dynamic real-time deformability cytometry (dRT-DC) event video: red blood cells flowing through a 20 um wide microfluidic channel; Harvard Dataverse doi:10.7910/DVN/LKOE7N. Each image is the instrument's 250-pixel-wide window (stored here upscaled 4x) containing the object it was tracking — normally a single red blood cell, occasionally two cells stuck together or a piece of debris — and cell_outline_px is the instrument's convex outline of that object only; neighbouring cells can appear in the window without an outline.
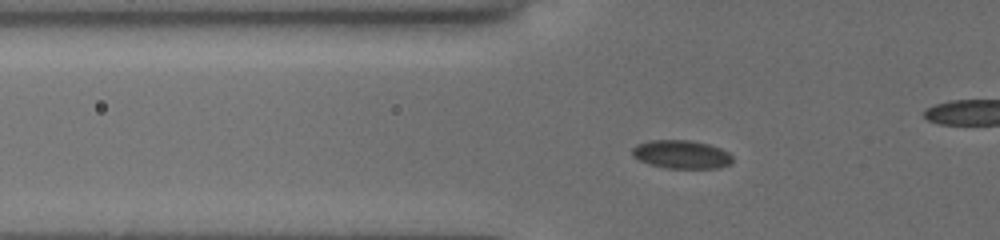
{"species": "common noctule bat (a hibernating species)", "species_latin": "Nyctalus noctula", "temperature_condition": "cold", "stored_images_in_passage": 43, "camera_frame_rate_fps": 3000, "um_per_image_px": 0.085, "animal": {"sex": "female", "body_mass_g": 19.5, "forearm_length_mm": 54.1}, "frame": {"image": 1, "passage_image": 11, "time_ms": 4.0, "image_size_px": [1000, 240], "cell_outline_px": [[732, 160], [728, 164], [720, 168], [664, 168], [648, 164], [632, 156], [632, 148], [636, 144], [652, 140], [688, 140], [708, 144], [720, 148], [728, 152], [732, 156]], "centroid_in_image_um": [57.89, 13.13], "position_along_channel_um": 67.9, "area_um2": 16.59}}
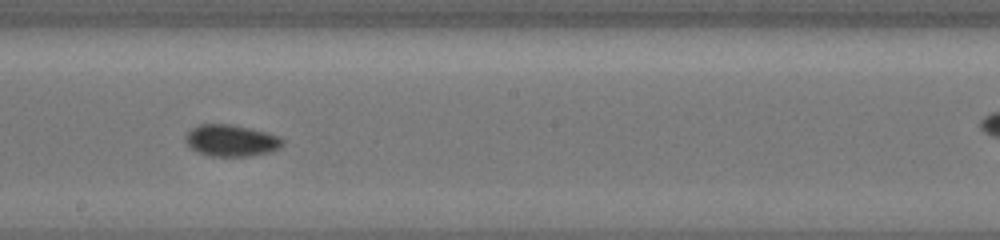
{"frame": {"image": 2, "passage_image": 23, "time_ms": 8.333, "image_size_px": [1000, 240], "cell_outline_px": [[284, 144], [280, 148], [272, 152], [248, 156], [208, 156], [192, 148], [184, 140], [184, 136], [192, 128], [200, 124], [228, 124], [248, 128], [280, 136], [284, 140]], "centroid_in_image_um": [19.67, 11.95], "position_along_channel_um": 228.5, "area_um2": 17.86}}
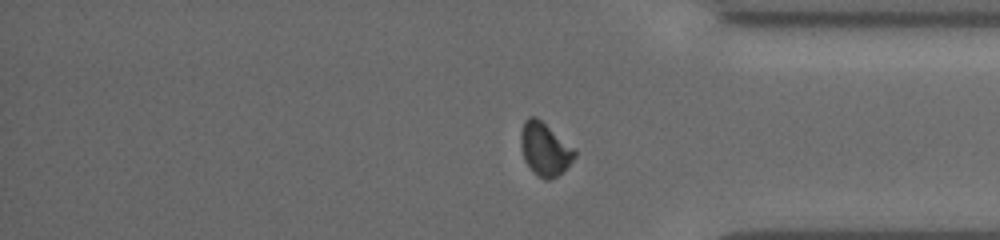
{"frame": {"image": 3, "passage_image": 34, "time_ms": 12.667, "image_size_px": [1000, 240], "cell_outline_px": [[576, 156], [556, 176], [548, 180], [544, 180], [524, 160], [520, 144], [520, 132], [524, 120], [528, 116], [536, 116], [576, 148]], "centroid_in_image_um": [46.3, 12.61], "position_along_channel_um": 388.9, "area_um2": 16.53}, "authors_computed_cell_mechanics": {"area_um2": 16.5886, "velocity_mm_per_s": 3.8418, "shape_relaxation_time_tau1_ms": 5.4784, "shape_relaxation_time_tau2_ms": 2.285, "deformation_change_tau1": 0.0722, "deformation_change_tau2": 0.0351}}